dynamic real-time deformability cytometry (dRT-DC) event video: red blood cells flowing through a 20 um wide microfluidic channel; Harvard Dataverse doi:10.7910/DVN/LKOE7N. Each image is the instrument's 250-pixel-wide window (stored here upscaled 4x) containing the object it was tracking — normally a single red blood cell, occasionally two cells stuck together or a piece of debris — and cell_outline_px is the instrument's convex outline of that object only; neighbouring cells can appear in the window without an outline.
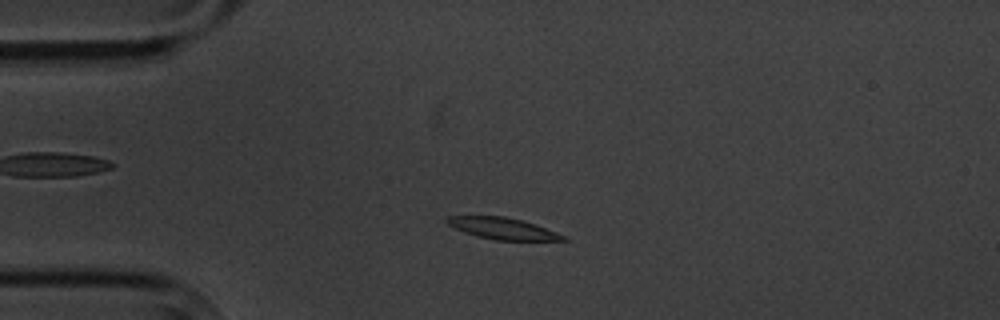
{"species": "common noctule bat (a hibernating species)", "species_latin": "Nyctalus noctula", "temperature_condition": "cold", "stored_images_in_passage": 3, "camera_frame_rate_fps": 3000, "um_per_image_px": 0.085, "animal": {"sex": "male", "body_mass_g": 20.1, "forearm_length_mm": 53.5}, "frame": {"image": 1, "passage_image": 2, "time_ms": 1.333, "image_size_px": [1000, 320], "cell_outline_px": [[568, 240], [496, 240], [476, 236], [464, 232], [448, 224], [444, 220], [444, 216], [504, 216], [520, 220], [568, 236]], "centroid_in_image_um": [42.69, 19.42], "position_along_channel_um": 42.3, "area_um2": 14.39}}